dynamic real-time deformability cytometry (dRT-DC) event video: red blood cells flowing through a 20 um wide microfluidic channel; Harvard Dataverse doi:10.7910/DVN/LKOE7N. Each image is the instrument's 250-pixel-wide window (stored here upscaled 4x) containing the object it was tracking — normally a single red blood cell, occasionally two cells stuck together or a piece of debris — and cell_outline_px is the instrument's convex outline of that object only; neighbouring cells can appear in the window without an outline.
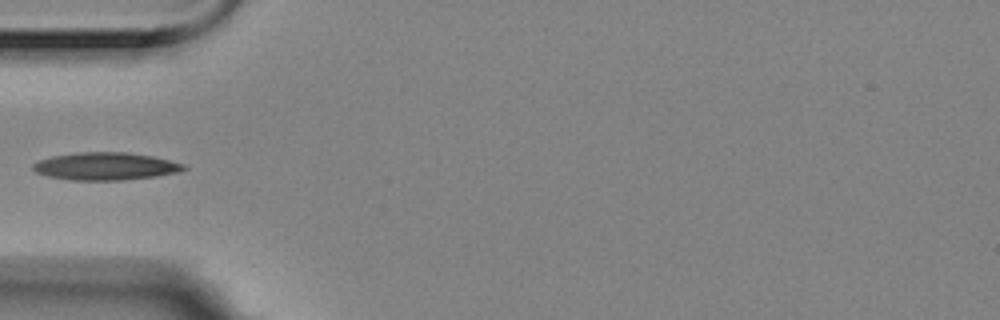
{"species": "Egyptian fruit bat (a non-hibernating species)", "species_latin": "Rousettus aegyptiacus", "temperature_condition": "room temperature", "stored_images_in_passage": 5, "camera_frame_rate_fps": 3000, "um_per_image_px": 0.085, "animal": {"sex": "female"}, "frame": {"image": 1, "passage_image": 5, "time_ms": 1.333, "image_size_px": [1000, 320], "cell_outline_px": [[188, 168], [176, 172], [156, 176], [120, 180], [72, 180], [48, 176], [36, 172], [32, 168], [32, 164], [40, 160], [52, 156], [80, 152], [128, 152], [152, 156], [184, 164]], "centroid_in_image_um": [8.95, 14.13], "position_along_channel_um": 76.0, "area_um2": 24.04}}